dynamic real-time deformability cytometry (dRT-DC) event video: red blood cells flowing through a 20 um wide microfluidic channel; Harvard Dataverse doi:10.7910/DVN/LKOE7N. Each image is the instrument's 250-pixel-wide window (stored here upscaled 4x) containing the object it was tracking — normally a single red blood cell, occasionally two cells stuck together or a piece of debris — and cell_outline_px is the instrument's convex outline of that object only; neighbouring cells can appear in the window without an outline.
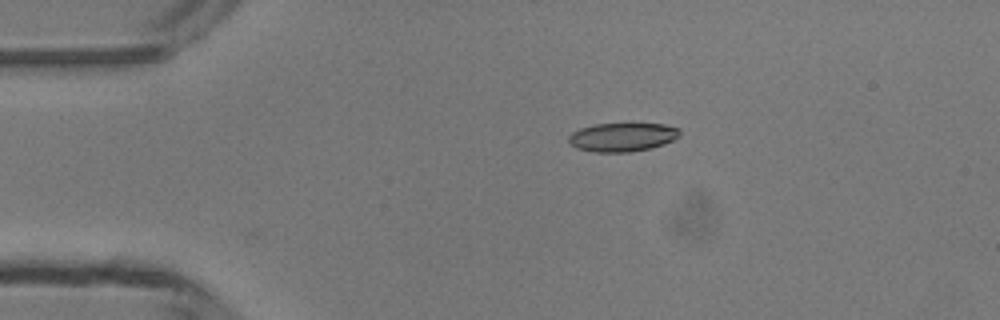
{"species": "common noctule bat (a hibernating species)", "species_latin": "Nyctalus noctula", "temperature_condition": "room temperature", "stored_images_in_passage": 3, "camera_frame_rate_fps": 3000, "um_per_image_px": 0.085, "animal": {"sex": "male", "body_mass_g": 13.3}, "frame": {"image": 1, "passage_image": 2, "time_ms": 0.333, "image_size_px": [1000, 320], "cell_outline_px": [[680, 136], [664, 144], [648, 148], [628, 152], [596, 152], [576, 148], [568, 140], [568, 136], [572, 132], [580, 128], [596, 124], [664, 124], [680, 128]], "centroid_in_image_um": [52.9, 11.65], "position_along_channel_um": 32.1, "area_um2": 18.44}}